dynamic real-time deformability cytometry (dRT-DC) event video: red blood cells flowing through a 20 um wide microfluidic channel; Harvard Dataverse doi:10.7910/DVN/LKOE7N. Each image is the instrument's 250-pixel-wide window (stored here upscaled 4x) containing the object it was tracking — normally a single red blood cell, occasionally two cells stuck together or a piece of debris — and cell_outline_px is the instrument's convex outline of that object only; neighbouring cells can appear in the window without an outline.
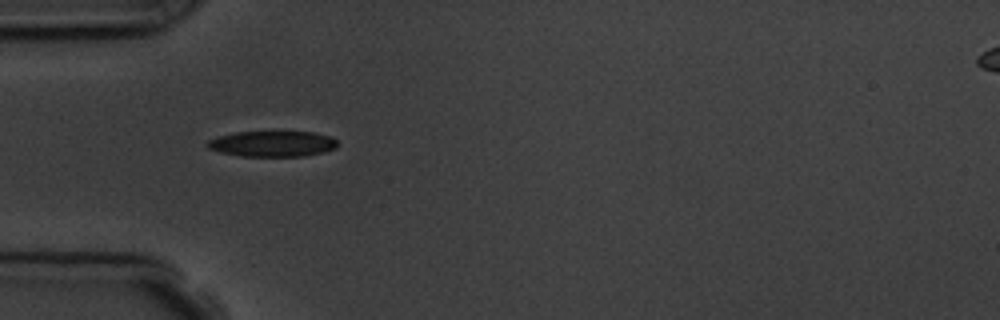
{"species": "common noctule bat (a hibernating species)", "species_latin": "Nyctalus noctula", "temperature_condition": "room temperature", "stored_images_in_passage": 8, "camera_frame_rate_fps": 3000, "um_per_image_px": 0.085, "animal": {"sex": "male", "body_mass_g": 19.5, "forearm_length_mm": 54.6}, "frame": {"image": 1, "passage_image": 4, "time_ms": 3.333, "image_size_px": [1000, 320], "cell_outline_px": [[336, 148], [324, 152], [304, 156], [240, 156], [220, 152], [208, 148], [204, 144], [208, 140], [216, 136], [236, 132], [316, 132], [332, 136], [336, 140]], "centroid_in_image_um": [23.14, 12.22], "position_along_channel_um": 61.9, "area_um2": 19.65}}